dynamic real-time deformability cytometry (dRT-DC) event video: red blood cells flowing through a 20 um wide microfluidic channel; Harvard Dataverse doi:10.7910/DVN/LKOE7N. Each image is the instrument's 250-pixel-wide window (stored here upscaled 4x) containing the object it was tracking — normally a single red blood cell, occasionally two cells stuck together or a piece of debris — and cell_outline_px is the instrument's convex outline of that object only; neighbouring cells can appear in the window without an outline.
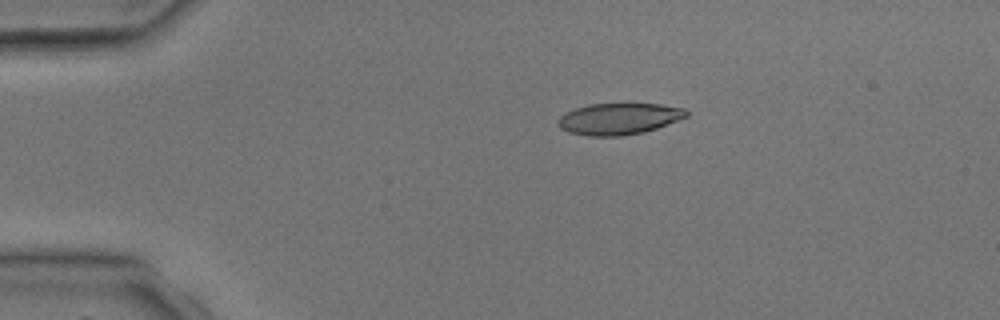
{"species": "common noctule bat (a hibernating species)", "species_latin": "Nyctalus noctula", "temperature_condition": "room temperature", "stored_images_in_passage": 4, "camera_frame_rate_fps": 3000, "um_per_image_px": 0.085, "animal": {"sex": "male", "body_mass_g": 17.9, "forearm_length_mm": 54.2}, "frame": {"image": 1, "passage_image": 3, "time_ms": 2.0, "image_size_px": [1000, 320], "cell_outline_px": [[688, 116], [656, 128], [644, 132], [620, 136], [588, 136], [568, 132], [560, 128], [556, 124], [556, 120], [564, 112], [588, 104], [660, 104], [684, 108], [688, 112]], "centroid_in_image_um": [52.55, 10.1], "position_along_channel_um": 32.4, "area_um2": 23.58}}